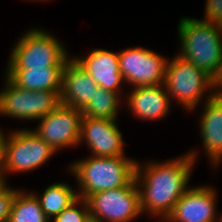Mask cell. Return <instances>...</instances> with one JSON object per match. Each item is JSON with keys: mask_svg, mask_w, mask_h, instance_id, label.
I'll return each instance as SVG.
<instances>
[{"mask_svg": "<svg viewBox=\"0 0 222 222\" xmlns=\"http://www.w3.org/2000/svg\"><path fill=\"white\" fill-rule=\"evenodd\" d=\"M198 150L190 149L174 159L137 161L135 179L140 191L142 214L166 219L176 202L191 187L189 181L198 159ZM157 160V161H156Z\"/></svg>", "mask_w": 222, "mask_h": 222, "instance_id": "1", "label": "cell"}, {"mask_svg": "<svg viewBox=\"0 0 222 222\" xmlns=\"http://www.w3.org/2000/svg\"><path fill=\"white\" fill-rule=\"evenodd\" d=\"M137 161L128 156L90 155L72 162L67 171L77 182L78 197L87 199L94 193L128 185L135 178Z\"/></svg>", "mask_w": 222, "mask_h": 222, "instance_id": "2", "label": "cell"}, {"mask_svg": "<svg viewBox=\"0 0 222 222\" xmlns=\"http://www.w3.org/2000/svg\"><path fill=\"white\" fill-rule=\"evenodd\" d=\"M177 55L194 63L211 78L222 59V26L184 16L179 18Z\"/></svg>", "mask_w": 222, "mask_h": 222, "instance_id": "3", "label": "cell"}, {"mask_svg": "<svg viewBox=\"0 0 222 222\" xmlns=\"http://www.w3.org/2000/svg\"><path fill=\"white\" fill-rule=\"evenodd\" d=\"M6 70L63 67L71 58L63 42L43 28L31 27L17 38Z\"/></svg>", "mask_w": 222, "mask_h": 222, "instance_id": "4", "label": "cell"}, {"mask_svg": "<svg viewBox=\"0 0 222 222\" xmlns=\"http://www.w3.org/2000/svg\"><path fill=\"white\" fill-rule=\"evenodd\" d=\"M163 85L171 104L176 101L185 112L195 111L202 102L214 95L212 78L194 63L177 54L167 61Z\"/></svg>", "mask_w": 222, "mask_h": 222, "instance_id": "5", "label": "cell"}, {"mask_svg": "<svg viewBox=\"0 0 222 222\" xmlns=\"http://www.w3.org/2000/svg\"><path fill=\"white\" fill-rule=\"evenodd\" d=\"M7 133L4 159L1 166L2 172L6 176L30 173L44 166L57 153L32 129L17 128V130H10Z\"/></svg>", "mask_w": 222, "mask_h": 222, "instance_id": "6", "label": "cell"}, {"mask_svg": "<svg viewBox=\"0 0 222 222\" xmlns=\"http://www.w3.org/2000/svg\"><path fill=\"white\" fill-rule=\"evenodd\" d=\"M0 89V115L25 121H37L54 110L61 91H31L19 88L5 75Z\"/></svg>", "mask_w": 222, "mask_h": 222, "instance_id": "7", "label": "cell"}, {"mask_svg": "<svg viewBox=\"0 0 222 222\" xmlns=\"http://www.w3.org/2000/svg\"><path fill=\"white\" fill-rule=\"evenodd\" d=\"M86 201L91 222H133L143 216L135 178L124 187L94 193Z\"/></svg>", "mask_w": 222, "mask_h": 222, "instance_id": "8", "label": "cell"}, {"mask_svg": "<svg viewBox=\"0 0 222 222\" xmlns=\"http://www.w3.org/2000/svg\"><path fill=\"white\" fill-rule=\"evenodd\" d=\"M118 60L125 84L131 88L163 84L167 56L136 46L118 50Z\"/></svg>", "mask_w": 222, "mask_h": 222, "instance_id": "9", "label": "cell"}, {"mask_svg": "<svg viewBox=\"0 0 222 222\" xmlns=\"http://www.w3.org/2000/svg\"><path fill=\"white\" fill-rule=\"evenodd\" d=\"M80 109L59 104L42 117L32 131L48 143L56 152L79 147L81 120Z\"/></svg>", "mask_w": 222, "mask_h": 222, "instance_id": "10", "label": "cell"}, {"mask_svg": "<svg viewBox=\"0 0 222 222\" xmlns=\"http://www.w3.org/2000/svg\"><path fill=\"white\" fill-rule=\"evenodd\" d=\"M123 134L117 119H99L83 116L81 120L79 146L84 144L89 155L116 157L125 155Z\"/></svg>", "mask_w": 222, "mask_h": 222, "instance_id": "11", "label": "cell"}, {"mask_svg": "<svg viewBox=\"0 0 222 222\" xmlns=\"http://www.w3.org/2000/svg\"><path fill=\"white\" fill-rule=\"evenodd\" d=\"M216 188L191 186L176 202L167 216L168 222H218Z\"/></svg>", "mask_w": 222, "mask_h": 222, "instance_id": "12", "label": "cell"}, {"mask_svg": "<svg viewBox=\"0 0 222 222\" xmlns=\"http://www.w3.org/2000/svg\"><path fill=\"white\" fill-rule=\"evenodd\" d=\"M78 64L95 80L103 89L119 93L123 99V84L118 60V51L96 48L84 56H72ZM122 89V90H121Z\"/></svg>", "mask_w": 222, "mask_h": 222, "instance_id": "13", "label": "cell"}, {"mask_svg": "<svg viewBox=\"0 0 222 222\" xmlns=\"http://www.w3.org/2000/svg\"><path fill=\"white\" fill-rule=\"evenodd\" d=\"M200 110L199 135L204 154L216 171L222 163V96L213 95Z\"/></svg>", "mask_w": 222, "mask_h": 222, "instance_id": "14", "label": "cell"}, {"mask_svg": "<svg viewBox=\"0 0 222 222\" xmlns=\"http://www.w3.org/2000/svg\"><path fill=\"white\" fill-rule=\"evenodd\" d=\"M129 89L124 101L135 118L155 122L170 114L172 104L163 84Z\"/></svg>", "mask_w": 222, "mask_h": 222, "instance_id": "15", "label": "cell"}, {"mask_svg": "<svg viewBox=\"0 0 222 222\" xmlns=\"http://www.w3.org/2000/svg\"><path fill=\"white\" fill-rule=\"evenodd\" d=\"M95 80L71 57L63 66L60 102L82 110L97 92Z\"/></svg>", "mask_w": 222, "mask_h": 222, "instance_id": "16", "label": "cell"}, {"mask_svg": "<svg viewBox=\"0 0 222 222\" xmlns=\"http://www.w3.org/2000/svg\"><path fill=\"white\" fill-rule=\"evenodd\" d=\"M63 67L5 70V76L16 86L31 91H61Z\"/></svg>", "mask_w": 222, "mask_h": 222, "instance_id": "17", "label": "cell"}, {"mask_svg": "<svg viewBox=\"0 0 222 222\" xmlns=\"http://www.w3.org/2000/svg\"><path fill=\"white\" fill-rule=\"evenodd\" d=\"M33 193L39 199L41 208L50 221L79 198L76 188L73 189L71 184L64 181L48 185L42 194L36 191Z\"/></svg>", "mask_w": 222, "mask_h": 222, "instance_id": "18", "label": "cell"}, {"mask_svg": "<svg viewBox=\"0 0 222 222\" xmlns=\"http://www.w3.org/2000/svg\"><path fill=\"white\" fill-rule=\"evenodd\" d=\"M122 98L119 93L98 87L93 99L81 110L82 114L99 119H118L121 104L124 105Z\"/></svg>", "mask_w": 222, "mask_h": 222, "instance_id": "19", "label": "cell"}, {"mask_svg": "<svg viewBox=\"0 0 222 222\" xmlns=\"http://www.w3.org/2000/svg\"><path fill=\"white\" fill-rule=\"evenodd\" d=\"M8 222H50V220L35 194L21 188L14 198Z\"/></svg>", "mask_w": 222, "mask_h": 222, "instance_id": "20", "label": "cell"}, {"mask_svg": "<svg viewBox=\"0 0 222 222\" xmlns=\"http://www.w3.org/2000/svg\"><path fill=\"white\" fill-rule=\"evenodd\" d=\"M50 222H91L86 199L78 198L59 215H56Z\"/></svg>", "mask_w": 222, "mask_h": 222, "instance_id": "21", "label": "cell"}, {"mask_svg": "<svg viewBox=\"0 0 222 222\" xmlns=\"http://www.w3.org/2000/svg\"><path fill=\"white\" fill-rule=\"evenodd\" d=\"M20 190V188H13L9 184H7L0 191V222H8L12 204L16 193Z\"/></svg>", "mask_w": 222, "mask_h": 222, "instance_id": "22", "label": "cell"}, {"mask_svg": "<svg viewBox=\"0 0 222 222\" xmlns=\"http://www.w3.org/2000/svg\"><path fill=\"white\" fill-rule=\"evenodd\" d=\"M204 18L200 19L222 26V0H205Z\"/></svg>", "mask_w": 222, "mask_h": 222, "instance_id": "23", "label": "cell"}, {"mask_svg": "<svg viewBox=\"0 0 222 222\" xmlns=\"http://www.w3.org/2000/svg\"><path fill=\"white\" fill-rule=\"evenodd\" d=\"M212 93L217 96H222V59L217 72L212 77Z\"/></svg>", "mask_w": 222, "mask_h": 222, "instance_id": "24", "label": "cell"}, {"mask_svg": "<svg viewBox=\"0 0 222 222\" xmlns=\"http://www.w3.org/2000/svg\"><path fill=\"white\" fill-rule=\"evenodd\" d=\"M7 133L5 134L3 131V128H0V168L2 166L3 163V159H4V151H5V142L7 139Z\"/></svg>", "mask_w": 222, "mask_h": 222, "instance_id": "25", "label": "cell"}, {"mask_svg": "<svg viewBox=\"0 0 222 222\" xmlns=\"http://www.w3.org/2000/svg\"><path fill=\"white\" fill-rule=\"evenodd\" d=\"M6 181V175L2 172V169L0 168V191L8 184V181Z\"/></svg>", "mask_w": 222, "mask_h": 222, "instance_id": "26", "label": "cell"}, {"mask_svg": "<svg viewBox=\"0 0 222 222\" xmlns=\"http://www.w3.org/2000/svg\"><path fill=\"white\" fill-rule=\"evenodd\" d=\"M25 1H26V0H25ZM27 1H34V2H37V1H38V2H45V1H46V2H48L49 0H27Z\"/></svg>", "mask_w": 222, "mask_h": 222, "instance_id": "27", "label": "cell"}, {"mask_svg": "<svg viewBox=\"0 0 222 222\" xmlns=\"http://www.w3.org/2000/svg\"><path fill=\"white\" fill-rule=\"evenodd\" d=\"M218 222H222V214L219 215Z\"/></svg>", "mask_w": 222, "mask_h": 222, "instance_id": "28", "label": "cell"}, {"mask_svg": "<svg viewBox=\"0 0 222 222\" xmlns=\"http://www.w3.org/2000/svg\"><path fill=\"white\" fill-rule=\"evenodd\" d=\"M156 222H168L166 219H160V220H157Z\"/></svg>", "mask_w": 222, "mask_h": 222, "instance_id": "29", "label": "cell"}]
</instances>
